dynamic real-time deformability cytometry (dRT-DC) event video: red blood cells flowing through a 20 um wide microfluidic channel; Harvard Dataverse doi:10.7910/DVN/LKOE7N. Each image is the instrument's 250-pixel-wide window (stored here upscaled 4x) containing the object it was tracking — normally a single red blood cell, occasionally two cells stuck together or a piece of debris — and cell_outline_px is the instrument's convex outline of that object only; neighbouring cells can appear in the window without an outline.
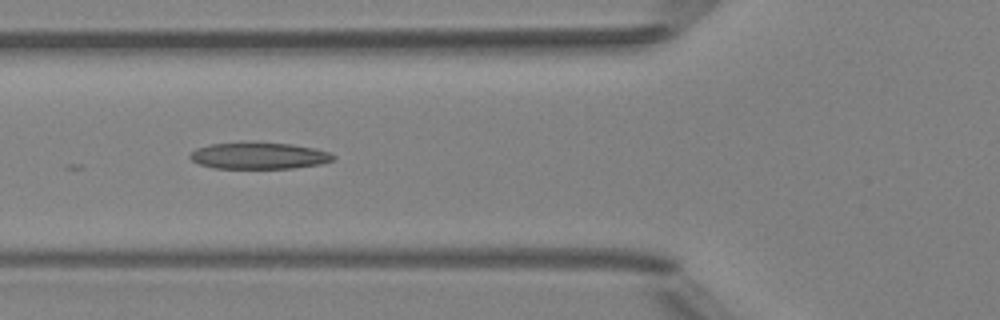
{"species": "Egyptian fruit bat (a non-hibernating species)", "species_latin": "Rousettus aegyptiacus", "temperature_condition": "room temperature", "stored_images_in_passage": 5, "camera_frame_rate_fps": 3000, "um_per_image_px": 0.085, "animal": {"sex": "female"}, "frame": {"image": 1, "passage_image": 5, "time_ms": 5.333, "image_size_px": [1000, 320], "cell_outline_px": [[336, 156], [332, 160], [320, 164], [292, 168], [216, 168], [200, 164], [192, 160], [188, 156], [196, 148], [208, 144], [292, 144], [316, 148], [332, 152]], "centroid_in_image_um": [22.06, 13.26], "position_along_channel_um": 103.7, "area_um2": 21.62}}